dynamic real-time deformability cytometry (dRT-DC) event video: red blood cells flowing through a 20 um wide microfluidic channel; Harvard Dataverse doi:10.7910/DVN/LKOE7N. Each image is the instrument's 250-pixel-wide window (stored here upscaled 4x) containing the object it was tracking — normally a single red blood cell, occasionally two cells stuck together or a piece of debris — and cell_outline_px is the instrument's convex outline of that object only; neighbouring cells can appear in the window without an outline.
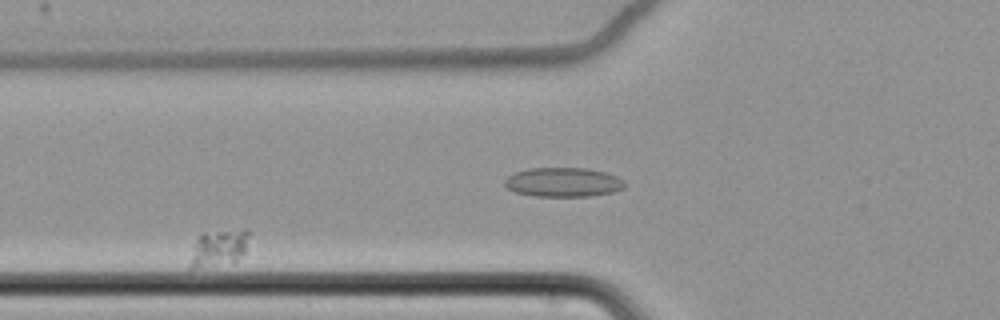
{"species": "common noctule bat (a hibernating species)", "species_latin": "Nyctalus noctula", "temperature_condition": "cold", "stored_images_in_passage": 52, "camera_frame_rate_fps": 3000, "um_per_image_px": 0.085, "animal": {"sex": "female", "body_mass_g": 22.7, "forearm_length_mm": 54.2}, "frame": {"image": 1, "passage_image": 13, "time_ms": 4.0, "image_size_px": [1000, 320], "cell_outline_px": [[248, 236], [244, 252], [236, 260], [188, 272], [188, 268], [196, 240], [204, 232], [244, 228], [248, 228]], "centroid_in_image_um": [18.54, 21.09], "position_along_channel_um": 107.3, "area_um2": 12.72}}
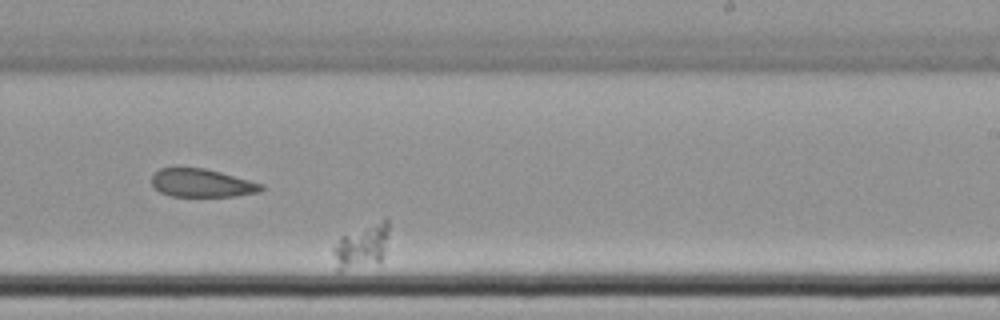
{"frame": {"image": 2, "passage_image": 30, "time_ms": 9.667, "image_size_px": [1000, 320], "cell_outline_px": [[388, 236], [384, 252], [380, 260], [340, 272], [336, 268], [332, 252], [332, 248], [340, 236], [384, 216], [388, 216]], "centroid_in_image_um": [30.72, 20.85], "position_along_channel_um": 258.3, "area_um2": 14.57}}
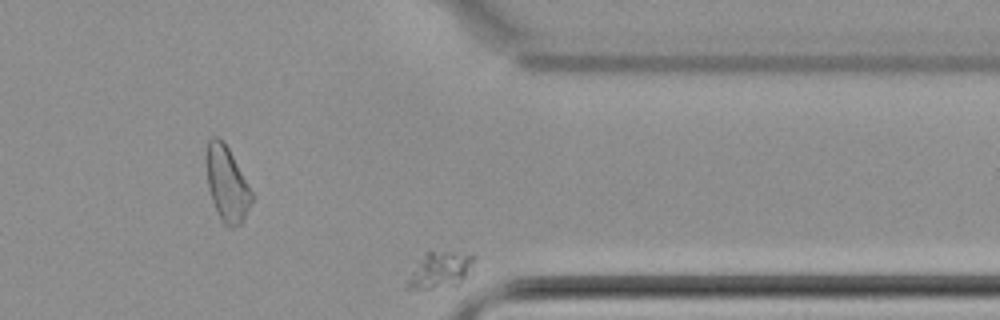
{"frame": {"image": 3, "passage_image": 42, "time_ms": 13.667, "image_size_px": [1000, 320], "cell_outline_px": [[476, 256], [460, 284], [456, 288], [408, 288], [408, 280], [412, 272], [424, 252], [444, 252]], "centroid_in_image_um": [37.41, 22.99], "position_along_channel_um": 374.0, "area_um2": 13.53}}